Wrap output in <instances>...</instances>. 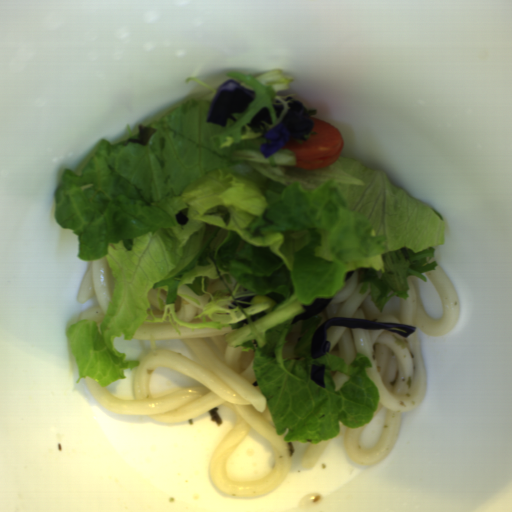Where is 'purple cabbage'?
I'll list each match as a JSON object with an SVG mask.
<instances>
[{"mask_svg":"<svg viewBox=\"0 0 512 512\" xmlns=\"http://www.w3.org/2000/svg\"><path fill=\"white\" fill-rule=\"evenodd\" d=\"M256 92L245 87L236 79L220 84L209 105L206 123L227 127V120L237 122L232 114H243L255 100Z\"/></svg>","mask_w":512,"mask_h":512,"instance_id":"2","label":"purple cabbage"},{"mask_svg":"<svg viewBox=\"0 0 512 512\" xmlns=\"http://www.w3.org/2000/svg\"><path fill=\"white\" fill-rule=\"evenodd\" d=\"M283 108H284V106H283L282 102H280L279 100L278 101H274L272 103L273 113H274V115L276 116L277 119L280 118V116H281V114L283 112Z\"/></svg>","mask_w":512,"mask_h":512,"instance_id":"7","label":"purple cabbage"},{"mask_svg":"<svg viewBox=\"0 0 512 512\" xmlns=\"http://www.w3.org/2000/svg\"><path fill=\"white\" fill-rule=\"evenodd\" d=\"M332 326H343L348 328H364V329H380L389 332H394L404 337H409L414 334L416 328L415 326L403 324V323H393V322H383V321H373V320H363V319H353V318H332L326 319L324 322L318 325L316 330L312 336L311 349L310 354L312 358L318 359L322 358L326 354H328L330 350V343L326 341V335Z\"/></svg>","mask_w":512,"mask_h":512,"instance_id":"3","label":"purple cabbage"},{"mask_svg":"<svg viewBox=\"0 0 512 512\" xmlns=\"http://www.w3.org/2000/svg\"><path fill=\"white\" fill-rule=\"evenodd\" d=\"M316 113V108L306 109L304 103L299 101L288 103L284 118L264 133L269 143H260L259 149L263 156L269 158L291 139L305 141V135L311 134L314 125L310 116Z\"/></svg>","mask_w":512,"mask_h":512,"instance_id":"1","label":"purple cabbage"},{"mask_svg":"<svg viewBox=\"0 0 512 512\" xmlns=\"http://www.w3.org/2000/svg\"><path fill=\"white\" fill-rule=\"evenodd\" d=\"M325 372L326 366L324 364L311 363L309 366V375L311 380L323 389L326 388Z\"/></svg>","mask_w":512,"mask_h":512,"instance_id":"5","label":"purple cabbage"},{"mask_svg":"<svg viewBox=\"0 0 512 512\" xmlns=\"http://www.w3.org/2000/svg\"><path fill=\"white\" fill-rule=\"evenodd\" d=\"M354 272H355V270H351V269L349 271H347L344 276L345 281H348L349 279H351Z\"/></svg>","mask_w":512,"mask_h":512,"instance_id":"9","label":"purple cabbage"},{"mask_svg":"<svg viewBox=\"0 0 512 512\" xmlns=\"http://www.w3.org/2000/svg\"><path fill=\"white\" fill-rule=\"evenodd\" d=\"M175 219H176L177 223L182 226L187 225V223L190 220L182 210L180 212H178L177 214H175Z\"/></svg>","mask_w":512,"mask_h":512,"instance_id":"8","label":"purple cabbage"},{"mask_svg":"<svg viewBox=\"0 0 512 512\" xmlns=\"http://www.w3.org/2000/svg\"><path fill=\"white\" fill-rule=\"evenodd\" d=\"M261 121H264L268 125H272L270 112L268 108L264 106L257 110L247 125L249 127L259 128V126L262 124Z\"/></svg>","mask_w":512,"mask_h":512,"instance_id":"6","label":"purple cabbage"},{"mask_svg":"<svg viewBox=\"0 0 512 512\" xmlns=\"http://www.w3.org/2000/svg\"><path fill=\"white\" fill-rule=\"evenodd\" d=\"M330 298H316L311 305H302L304 312L292 317L290 324L293 326L301 320L312 318L323 311L332 301Z\"/></svg>","mask_w":512,"mask_h":512,"instance_id":"4","label":"purple cabbage"}]
</instances>
